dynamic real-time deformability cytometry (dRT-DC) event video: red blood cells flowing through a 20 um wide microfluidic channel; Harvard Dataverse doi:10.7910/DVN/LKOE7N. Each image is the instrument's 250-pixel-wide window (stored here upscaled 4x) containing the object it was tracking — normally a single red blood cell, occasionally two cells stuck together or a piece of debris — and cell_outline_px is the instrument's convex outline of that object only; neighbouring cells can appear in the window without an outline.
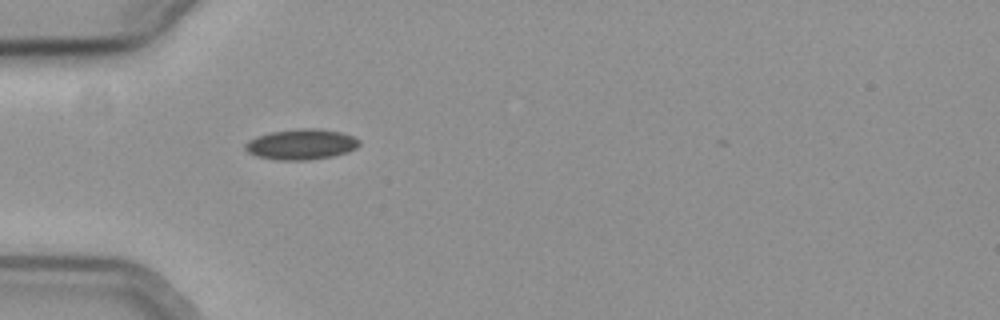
{"species": "common noctule bat (a hibernating species)", "species_latin": "Nyctalus noctula", "temperature_condition": "cold", "stored_images_in_passage": 38, "camera_frame_rate_fps": 3000, "um_per_image_px": 0.085, "animal": {"sex": "female", "body_mass_g": 19.3, "forearm_length_mm": 54.1}, "frame": {"image": 1, "passage_image": 1, "time_ms": 0.0, "image_size_px": [1000, 320], "cell_outline_px": [[360, 144], [356, 148], [348, 152], [332, 156], [308, 160], [276, 160], [256, 156], [248, 152], [244, 148], [244, 144], [248, 140], [256, 136], [272, 132], [300, 128], [316, 128], [340, 132], [352, 136], [360, 140]], "centroid_in_image_um": [25.59, 12.27], "position_along_channel_um": 59.4, "area_um2": 20.35}}
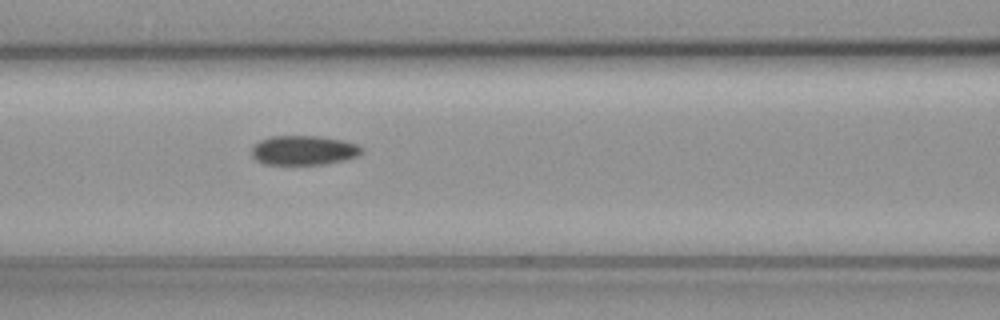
{"frame": {"image": 2, "passage_image": 8, "time_ms": 2.333, "image_size_px": [1000, 320], "cell_outline_px": [[364, 148], [356, 156], [344, 160], [324, 164], [264, 164], [256, 160], [252, 156], [252, 148], [260, 140], [272, 136], [320, 136], [344, 140], [356, 144]], "centroid_in_image_um": [25.81, 12.77], "position_along_channel_um": 140.8, "area_um2": 18.79}}
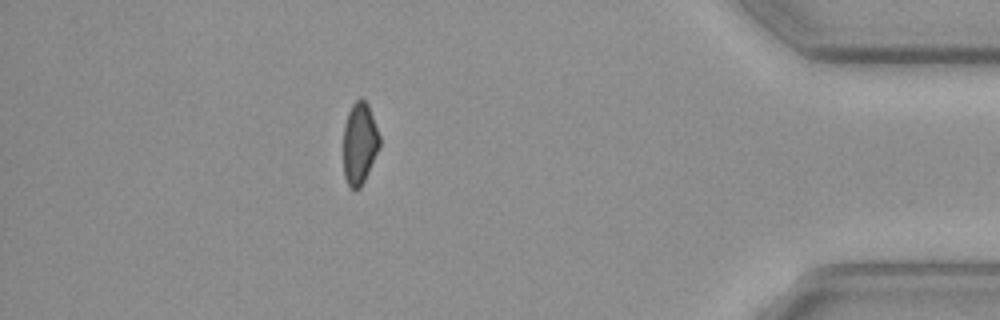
{"frame": {"image": 3, "passage_image": 33, "time_ms": 10.667, "image_size_px": [1000, 320], "cell_outline_px": [[380, 148], [360, 188], [356, 192], [348, 184], [344, 176], [344, 124], [348, 112], [352, 104], [360, 96], [368, 104], [380, 136]], "centroid_in_image_um": [30.57, 12.18], "position_along_channel_um": 404.6, "area_um2": 17.34}, "authors_computed_cell_mechanics": {"area_um2": 18.8428, "velocity_mm_per_s": 3.7053, "shape_relaxation_time_tau1_ms": 4.2092, "shape_relaxation_time_tau2_ms": null, "deformation_change_tau1": 0.0695, "deformation_change_tau2": null}}